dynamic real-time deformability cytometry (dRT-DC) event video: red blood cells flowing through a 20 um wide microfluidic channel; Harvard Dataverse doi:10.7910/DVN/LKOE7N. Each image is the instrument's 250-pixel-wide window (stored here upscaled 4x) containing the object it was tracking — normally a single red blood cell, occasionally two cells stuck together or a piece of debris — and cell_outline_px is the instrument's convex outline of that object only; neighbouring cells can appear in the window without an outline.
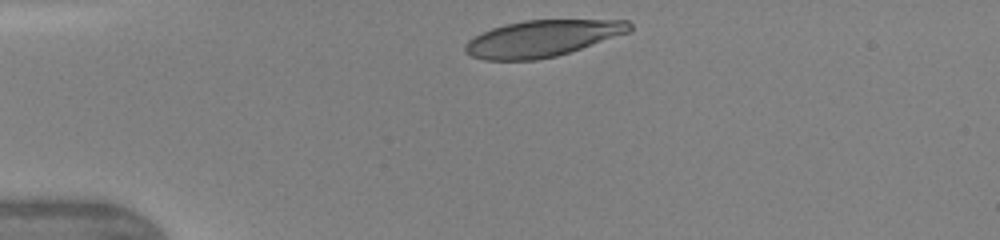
{"species": "human", "species_latin": "Homo sapiens", "temperature_condition": "warm", "stored_images_in_passage": 5, "camera_frame_rate_fps": 3000, "um_per_image_px": 0.085, "donor": {"sex": "female"}, "frame": {"image": 1, "passage_image": 1, "time_ms": 0.0, "image_size_px": [1000, 240], "cell_outline_px": [[632, 28], [628, 32], [556, 56], [536, 60], [484, 60], [472, 56], [464, 52], [464, 44], [468, 40], [492, 28], [504, 24], [524, 20], [628, 20], [632, 24]], "centroid_in_image_um": [46.04, 3.27], "position_along_channel_um": 39.0, "area_um2": 34.62}}
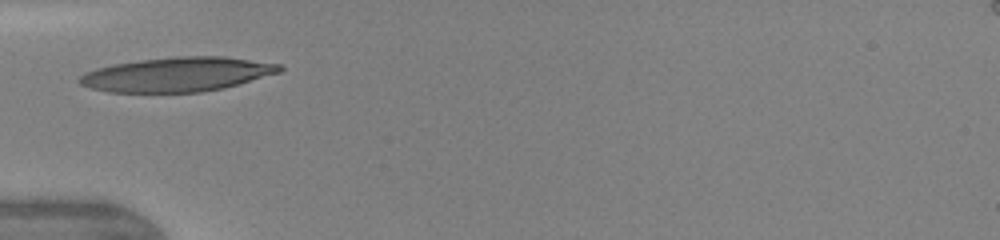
{"frame": {"image": 2, "passage_image": 3, "time_ms": 1.667, "image_size_px": [1000, 240], "cell_outline_px": [[284, 68], [280, 72], [224, 88], [200, 92], [108, 92], [92, 88], [80, 84], [76, 80], [84, 72], [96, 68], [112, 64], [140, 60], [176, 56], [224, 56], [280, 64]], "centroid_in_image_um": [15.04, 6.32], "position_along_channel_um": 70.0, "area_um2": 40.06}}